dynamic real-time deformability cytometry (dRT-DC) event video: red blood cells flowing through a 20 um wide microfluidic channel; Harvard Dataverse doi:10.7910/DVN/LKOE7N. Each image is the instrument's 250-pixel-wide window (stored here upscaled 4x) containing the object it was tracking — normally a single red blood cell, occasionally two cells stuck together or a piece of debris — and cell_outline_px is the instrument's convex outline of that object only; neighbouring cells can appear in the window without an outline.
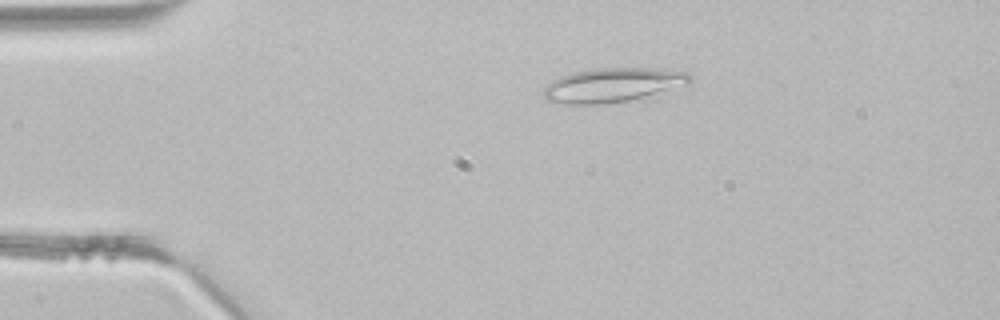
{"species": "common noctule bat (a hibernating species)", "species_latin": "Nyctalus noctula", "temperature_condition": "room temperature", "stored_images_in_passage": 2, "camera_frame_rate_fps": 3000, "um_per_image_px": 0.085, "animal": {"sex": "male", "body_mass_g": 21.5, "forearm_length_mm": 52.0}, "frame": {"image": 1, "passage_image": 1, "time_ms": 0.0, "image_size_px": [1000, 320], "cell_outline_px": [[692, 80], [688, 84], [628, 100], [600, 104], [564, 104], [544, 100], [544, 88], [552, 80], [560, 76], [576, 72], [596, 68], [648, 68], [684, 72], [692, 76]], "centroid_in_image_um": [52.01, 7.23], "position_along_channel_um": 33.0, "area_um2": 28.61}}